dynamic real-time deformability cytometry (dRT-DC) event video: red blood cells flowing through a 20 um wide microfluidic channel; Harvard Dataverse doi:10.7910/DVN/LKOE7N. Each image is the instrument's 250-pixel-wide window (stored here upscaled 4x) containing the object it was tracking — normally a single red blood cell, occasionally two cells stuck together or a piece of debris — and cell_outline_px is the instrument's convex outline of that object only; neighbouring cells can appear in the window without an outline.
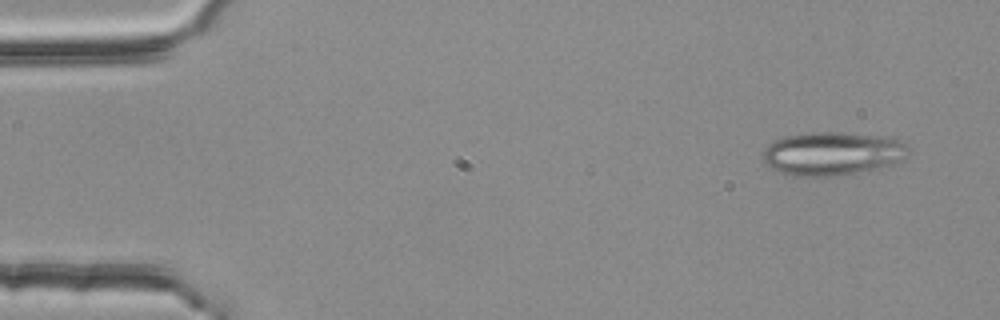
{"species": "common noctule bat (a hibernating species)", "species_latin": "Nyctalus noctula", "temperature_condition": "room temperature", "stored_images_in_passage": 3, "camera_frame_rate_fps": 3000, "um_per_image_px": 0.085, "animal": {"sex": "female", "body_mass_g": 25.1}, "frame": {"image": 1, "passage_image": 1, "time_ms": 0.0, "image_size_px": [1000, 320], "cell_outline_px": [[908, 152], [900, 160], [892, 164], [876, 168], [832, 176], [796, 176], [780, 172], [772, 168], [764, 160], [760, 152], [768, 144], [784, 136], [820, 132], [832, 132], [876, 136], [896, 140], [904, 144], [908, 148]], "centroid_in_image_um": [70.66, 13.06], "position_along_channel_um": 14.3, "area_um2": 35.95}}